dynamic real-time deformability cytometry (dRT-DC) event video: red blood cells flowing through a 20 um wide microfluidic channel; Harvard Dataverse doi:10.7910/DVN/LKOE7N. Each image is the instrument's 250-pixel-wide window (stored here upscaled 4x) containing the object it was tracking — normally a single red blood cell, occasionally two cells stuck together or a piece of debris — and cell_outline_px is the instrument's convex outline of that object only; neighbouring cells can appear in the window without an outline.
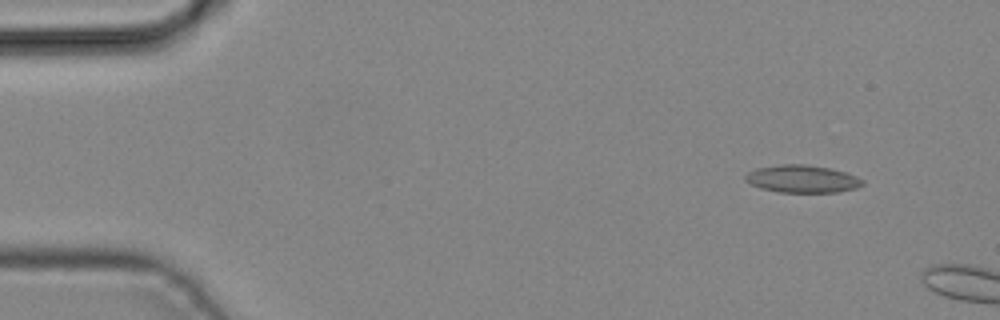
{"species": "common noctule bat (a hibernating species)", "species_latin": "Nyctalus noctula", "temperature_condition": "cold", "stored_images_in_passage": 3, "camera_frame_rate_fps": 3000, "um_per_image_px": 0.085, "animal": {"sex": "male", "body_mass_g": 19.2, "forearm_length_mm": 51.8}, "frame": {"image": 1, "passage_image": 1, "time_ms": 0.0, "image_size_px": [1000, 320], "cell_outline_px": [[864, 184], [856, 188], [836, 192], [780, 192], [760, 188], [744, 180], [744, 176], [748, 172], [756, 168], [780, 164], [804, 164], [828, 168], [844, 172], [856, 176], [864, 180]], "centroid_in_image_um": [68.17, 15.2], "position_along_channel_um": 16.8, "area_um2": 18.73}}